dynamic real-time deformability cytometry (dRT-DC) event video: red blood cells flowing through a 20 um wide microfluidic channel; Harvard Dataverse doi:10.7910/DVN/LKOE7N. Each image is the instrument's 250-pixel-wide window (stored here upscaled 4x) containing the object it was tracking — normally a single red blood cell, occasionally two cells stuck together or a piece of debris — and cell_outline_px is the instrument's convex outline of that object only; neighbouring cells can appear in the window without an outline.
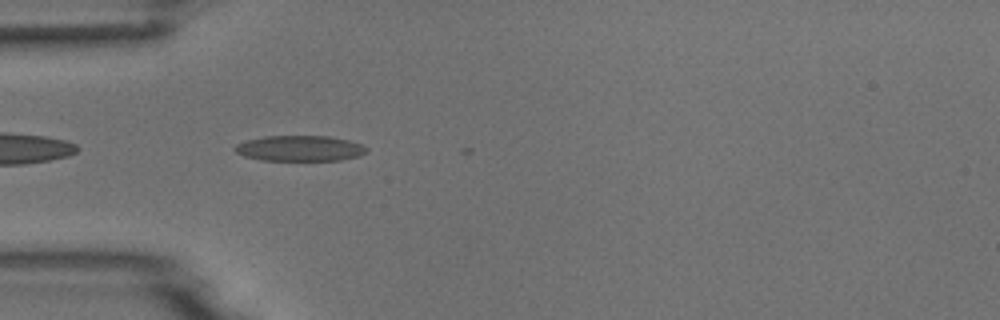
{"species": "common noctule bat (a hibernating species)", "species_latin": "Nyctalus noctula", "temperature_condition": "room temperature", "stored_images_in_passage": 6, "camera_frame_rate_fps": 3000, "um_per_image_px": 0.085, "animal": {"sex": "male", "body_mass_g": 18.8}, "frame": {"image": 1, "passage_image": 4, "time_ms": 1.0, "image_size_px": [1000, 320], "cell_outline_px": [[368, 152], [360, 156], [340, 160], [260, 160], [244, 156], [236, 152], [232, 148], [236, 144], [244, 140], [264, 136], [328, 136], [348, 140], [360, 144], [368, 148]], "centroid_in_image_um": [25.46, 12.61], "position_along_channel_um": 59.5, "area_um2": 19.77}}